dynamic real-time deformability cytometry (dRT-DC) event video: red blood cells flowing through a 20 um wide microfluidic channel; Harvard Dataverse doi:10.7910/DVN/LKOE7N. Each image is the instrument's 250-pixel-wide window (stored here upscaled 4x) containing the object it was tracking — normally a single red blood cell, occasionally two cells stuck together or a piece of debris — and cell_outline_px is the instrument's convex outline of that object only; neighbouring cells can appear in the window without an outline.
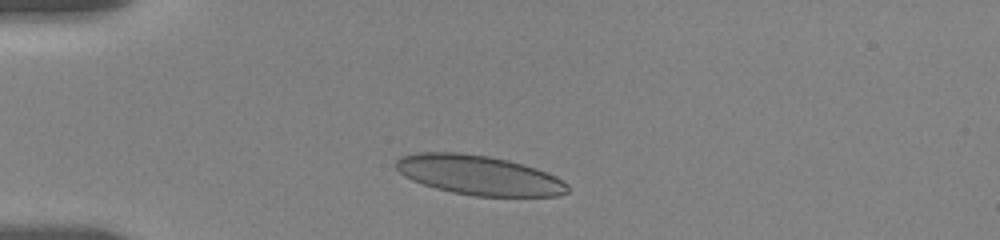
{"species": "human", "species_latin": "Homo sapiens", "temperature_condition": "room temperature", "stored_images_in_passage": 7, "camera_frame_rate_fps": 3000, "um_per_image_px": 0.085, "donor": {"sex": "female"}, "frame": {"image": 1, "passage_image": 2, "time_ms": 1.333, "image_size_px": [1000, 240], "cell_outline_px": [[568, 192], [556, 196], [476, 196], [452, 192], [436, 188], [412, 180], [404, 176], [396, 168], [396, 160], [400, 156], [416, 152], [460, 152], [488, 156], [508, 160], [524, 164], [536, 168], [556, 176], [568, 184]], "centroid_in_image_um": [40.7, 14.88], "position_along_channel_um": 44.3, "area_um2": 39.59}}
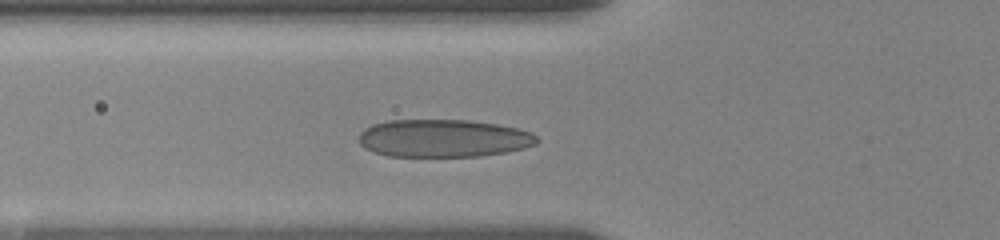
{"frame": {"image": 2, "passage_image": 4, "time_ms": 3.333, "image_size_px": [1000, 240], "cell_outline_px": [[540, 140], [536, 144], [524, 148], [504, 152], [480, 156], [388, 156], [364, 148], [360, 144], [360, 132], [364, 128], [372, 124], [388, 120], [468, 120], [496, 124], [516, 128], [532, 132]], "centroid_in_image_um": [37.69, 11.75], "position_along_channel_um": 88.1, "area_um2": 39.13}}
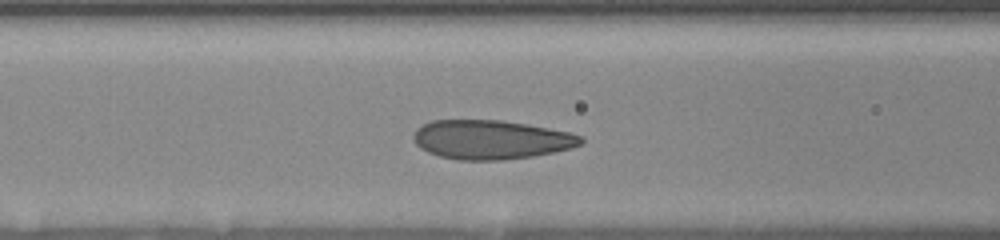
{"frame": {"image": 3, "passage_image": 6, "time_ms": 4.333, "image_size_px": [1000, 240], "cell_outline_px": [[584, 144], [572, 148], [532, 156], [504, 160], [456, 160], [440, 156], [428, 152], [420, 148], [416, 144], [412, 136], [416, 128], [432, 120], [500, 120], [528, 124], [572, 132], [580, 136], [584, 140]], "centroid_in_image_um": [41.75, 11.87], "position_along_channel_um": 124.9, "area_um2": 38.38}}